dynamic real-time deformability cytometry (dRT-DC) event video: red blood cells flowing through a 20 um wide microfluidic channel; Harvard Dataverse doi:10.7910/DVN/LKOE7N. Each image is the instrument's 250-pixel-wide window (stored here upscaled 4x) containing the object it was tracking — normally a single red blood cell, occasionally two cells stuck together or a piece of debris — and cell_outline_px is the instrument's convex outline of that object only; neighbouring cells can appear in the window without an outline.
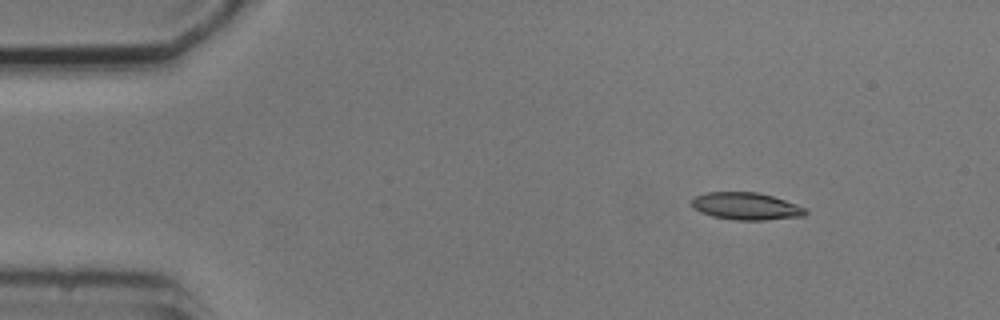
{"species": "common noctule bat (a hibernating species)", "species_latin": "Nyctalus noctula", "temperature_condition": "cold", "stored_images_in_passage": 4, "camera_frame_rate_fps": 3000, "um_per_image_px": 0.085, "animal": {"sex": "male", "body_mass_g": 20.5, "forearm_length_mm": 52.5}, "frame": {"image": 1, "passage_image": 2, "time_ms": 1.333, "image_size_px": [1000, 320], "cell_outline_px": [[808, 212], [804, 216], [764, 220], [736, 220], [712, 216], [700, 212], [692, 208], [692, 200], [696, 196], [708, 192], [756, 192], [772, 196], [808, 208]], "centroid_in_image_um": [63.43, 17.53], "position_along_channel_um": 21.6, "area_um2": 18.09}}